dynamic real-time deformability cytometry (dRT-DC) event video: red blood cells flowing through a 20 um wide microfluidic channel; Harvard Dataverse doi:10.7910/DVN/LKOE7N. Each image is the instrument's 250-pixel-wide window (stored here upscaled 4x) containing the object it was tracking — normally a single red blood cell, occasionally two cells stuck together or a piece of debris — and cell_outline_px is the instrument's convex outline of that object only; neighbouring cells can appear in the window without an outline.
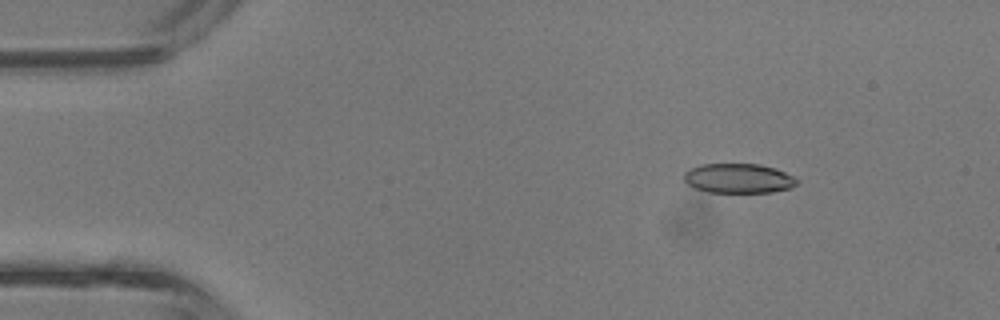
{"species": "common noctule bat (a hibernating species)", "species_latin": "Nyctalus noctula", "temperature_condition": "room temperature", "stored_images_in_passage": 37, "camera_frame_rate_fps": 3000, "um_per_image_px": 0.085, "animal": {"sex": "male", "body_mass_g": 13.3}, "frame": {"image": 1, "passage_image": 1, "time_ms": 0.0, "image_size_px": [1000, 320], "cell_outline_px": [[800, 180], [792, 188], [772, 192], [708, 192], [696, 188], [688, 184], [684, 180], [684, 172], [688, 168], [700, 164], [760, 164], [776, 168]], "centroid_in_image_um": [62.77, 15.15], "position_along_channel_um": 22.2, "area_um2": 19.59}}
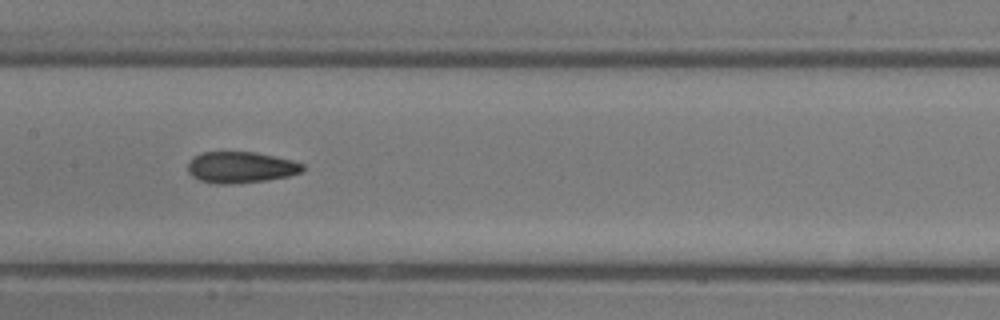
{"frame": {"image": 2, "passage_image": 16, "time_ms": 5.0, "image_size_px": [1000, 320], "cell_outline_px": [[304, 168], [300, 172], [288, 176], [264, 180], [232, 184], [216, 184], [200, 180], [192, 176], [188, 172], [188, 164], [196, 156], [204, 152], [256, 152], [292, 160], [304, 164]], "centroid_in_image_um": [20.47, 14.22], "position_along_channel_um": 186.9, "area_um2": 20.69}}
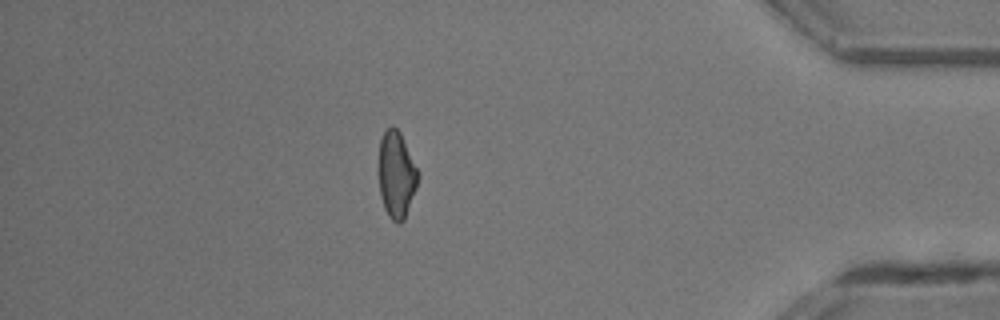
{"frame": {"image": 3, "passage_image": 32, "time_ms": 10.333, "image_size_px": [1000, 320], "cell_outline_px": [[420, 176], [416, 188], [404, 220], [400, 224], [396, 224], [388, 216], [384, 208], [380, 196], [376, 168], [380, 140], [384, 132], [392, 124], [400, 132], [420, 172]], "centroid_in_image_um": [33.67, 14.85], "position_along_channel_um": 401.5, "area_um2": 20.63}, "authors_computed_cell_mechanics": {"area_um2": 20.6924, "velocity_mm_per_s": 4.8573, "shape_relaxation_time_tau1_ms": 5.0479, "shape_relaxation_time_tau2_ms": 2.6013, "deformation_change_tau1": 0.1552, "deformation_change_tau2": 0.1003}}